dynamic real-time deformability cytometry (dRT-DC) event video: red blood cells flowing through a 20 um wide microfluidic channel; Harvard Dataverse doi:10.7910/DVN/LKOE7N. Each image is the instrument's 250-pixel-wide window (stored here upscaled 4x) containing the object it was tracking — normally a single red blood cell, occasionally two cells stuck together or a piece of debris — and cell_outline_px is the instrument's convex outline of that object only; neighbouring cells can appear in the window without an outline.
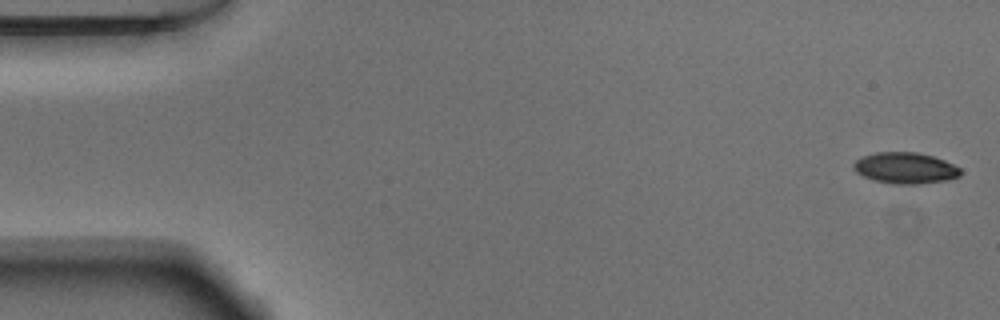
{"species": "Egyptian fruit bat (a non-hibernating species)", "species_latin": "Rousettus aegyptiacus", "temperature_condition": "warm", "stored_images_in_passage": 52, "camera_frame_rate_fps": 3000, "um_per_image_px": 0.085, "animal": {"sex": "male"}, "frame": {"image": 1, "passage_image": 1, "time_ms": 0.0, "image_size_px": [1000, 320], "cell_outline_px": [[960, 176], [948, 180], [916, 184], [892, 184], [876, 180], [864, 176], [856, 172], [852, 164], [856, 160], [864, 156], [876, 152], [916, 152], [932, 156], [944, 160], [960, 168]], "centroid_in_image_um": [76.95, 14.28], "position_along_channel_um": 8.0, "area_um2": 19.25}}
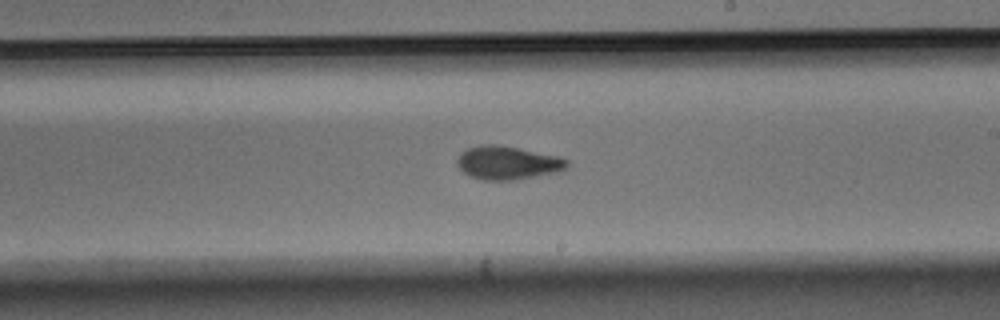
{"frame": {"image": 2, "passage_image": 30, "time_ms": 9.667, "image_size_px": [1000, 320], "cell_outline_px": [[568, 164], [564, 168], [556, 172], [516, 180], [484, 180], [472, 176], [464, 172], [456, 164], [456, 160], [460, 152], [468, 148], [480, 144], [496, 144], [556, 156], [568, 160]], "centroid_in_image_um": [43.08, 13.83], "position_along_channel_um": 245.9, "area_um2": 21.1}}
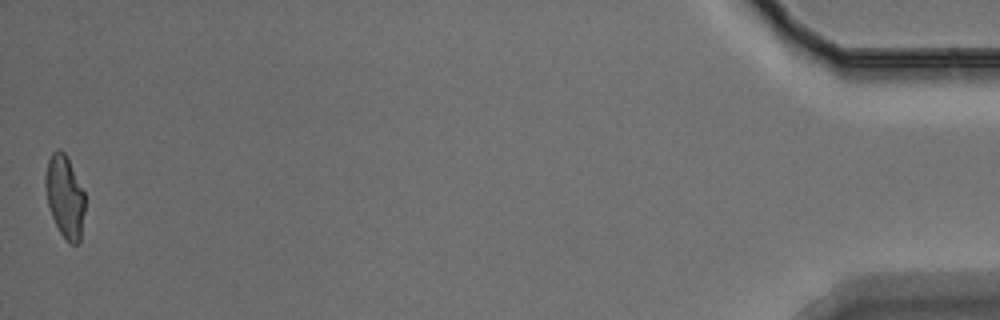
{"frame": {"image": 3, "passage_image": 52, "time_ms": 17.0, "image_size_px": [1000, 320], "cell_outline_px": [[84, 212], [80, 240], [76, 244], [72, 244], [60, 232], [52, 216], [48, 204], [44, 184], [44, 176], [48, 160], [52, 152], [56, 148], [60, 148], [64, 152], [84, 192]], "centroid_in_image_um": [5.48, 16.66], "position_along_channel_um": 429.7, "area_um2": 18.67}, "authors_computed_cell_mechanics": {"area_um2": 20.23, "velocity_mm_per_s": 3.8242, "shape_relaxation_time_tau1_ms": 4.8944, "shape_relaxation_time_tau2_ms": 3.4097, "deformation_change_tau1": 0.1571, "deformation_change_tau2": 0.0902}}